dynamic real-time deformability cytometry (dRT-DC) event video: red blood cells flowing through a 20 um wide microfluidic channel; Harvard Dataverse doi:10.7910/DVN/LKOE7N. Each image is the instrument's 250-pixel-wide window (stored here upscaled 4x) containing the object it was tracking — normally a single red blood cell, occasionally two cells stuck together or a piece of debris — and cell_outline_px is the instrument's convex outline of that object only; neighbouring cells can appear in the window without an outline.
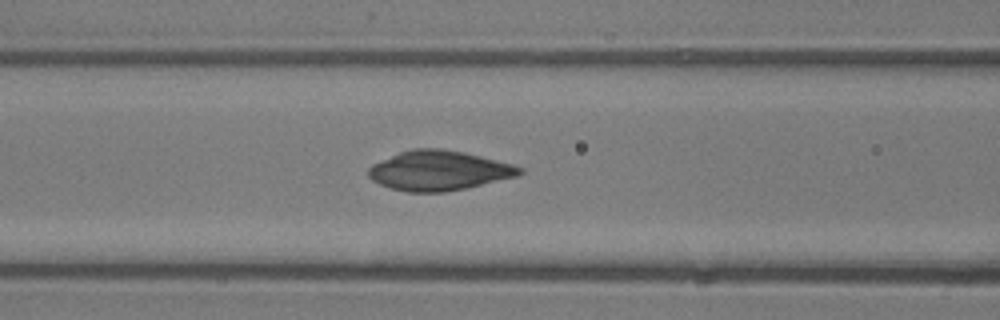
{"species": "common noctule bat (a hibernating species)", "species_latin": "Nyctalus noctula", "temperature_condition": "room temperature", "stored_images_in_passage": 34, "camera_frame_rate_fps": 3000, "um_per_image_px": 0.085, "animal": {"sex": "male", "body_mass_g": 13.3}, "frame": {"image": 1, "passage_image": 8, "time_ms": 2.333, "image_size_px": [1000, 320], "cell_outline_px": [[524, 172], [520, 176], [464, 188], [444, 192], [408, 192], [392, 188], [380, 184], [372, 180], [368, 176], [368, 168], [372, 164], [400, 152], [412, 148], [440, 148], [464, 152], [512, 164], [524, 168]], "centroid_in_image_um": [37.32, 14.49], "position_along_channel_um": 129.3, "area_um2": 34.91}}
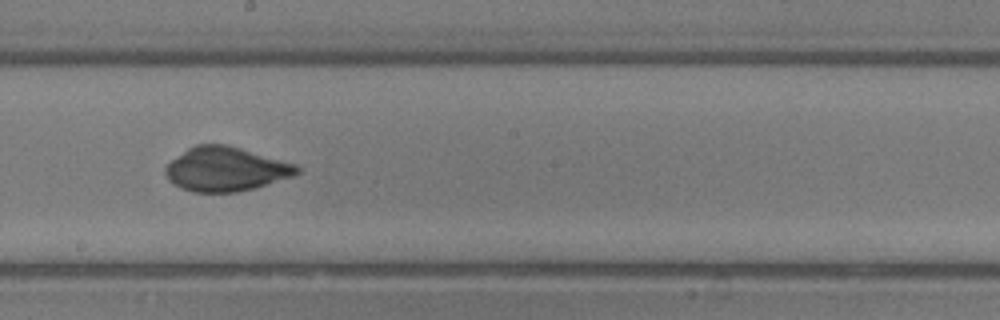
{"frame": {"image": 2, "passage_image": 15, "time_ms": 4.667, "image_size_px": [1000, 320], "cell_outline_px": [[300, 172], [292, 176], [256, 188], [236, 192], [192, 192], [180, 188], [168, 180], [164, 172], [164, 168], [172, 160], [188, 148], [196, 144], [228, 144], [296, 164], [300, 168]], "centroid_in_image_um": [19.18, 14.38], "position_along_channel_um": 229.0, "area_um2": 33.93}}
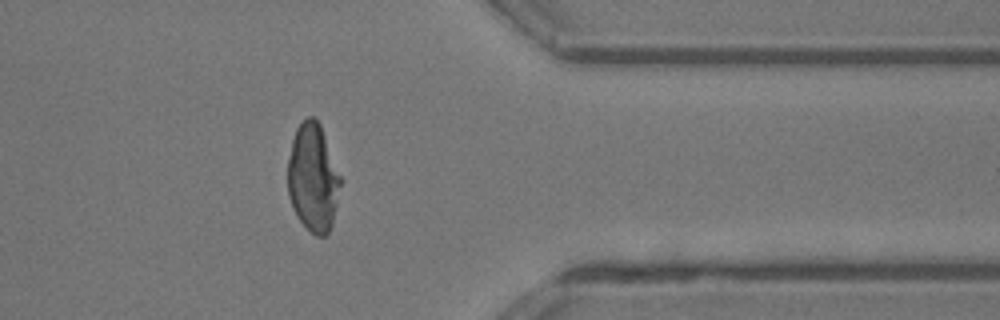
{"frame": {"image": 3, "passage_image": 27, "time_ms": 8.667, "image_size_px": [1000, 320], "cell_outline_px": [[344, 180], [332, 224], [328, 232], [324, 236], [316, 236], [296, 216], [288, 196], [288, 160], [292, 140], [296, 128], [308, 116], [316, 116], [320, 124]], "centroid_in_image_um": [26.65, 15.09], "position_along_channel_um": 384.8, "area_um2": 33.76}}